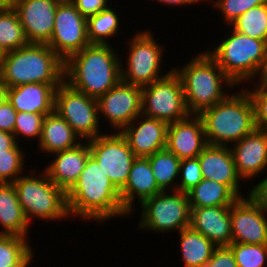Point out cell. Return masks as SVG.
Listing matches in <instances>:
<instances>
[{"mask_svg": "<svg viewBox=\"0 0 267 267\" xmlns=\"http://www.w3.org/2000/svg\"><path fill=\"white\" fill-rule=\"evenodd\" d=\"M147 158L158 187L162 191H167L166 188L179 176L181 160L166 148Z\"/></svg>", "mask_w": 267, "mask_h": 267, "instance_id": "cell-32", "label": "cell"}, {"mask_svg": "<svg viewBox=\"0 0 267 267\" xmlns=\"http://www.w3.org/2000/svg\"><path fill=\"white\" fill-rule=\"evenodd\" d=\"M199 116L210 145L227 146L229 142H238L256 128L254 105L244 89L203 110Z\"/></svg>", "mask_w": 267, "mask_h": 267, "instance_id": "cell-4", "label": "cell"}, {"mask_svg": "<svg viewBox=\"0 0 267 267\" xmlns=\"http://www.w3.org/2000/svg\"><path fill=\"white\" fill-rule=\"evenodd\" d=\"M20 176L14 182L18 201L30 223V217L61 220L69 216L66 192L46 174ZM34 176V177H32Z\"/></svg>", "mask_w": 267, "mask_h": 267, "instance_id": "cell-7", "label": "cell"}, {"mask_svg": "<svg viewBox=\"0 0 267 267\" xmlns=\"http://www.w3.org/2000/svg\"><path fill=\"white\" fill-rule=\"evenodd\" d=\"M197 158L204 179L225 184L239 198L243 197L239 190L242 178L236 171L230 147L208 144Z\"/></svg>", "mask_w": 267, "mask_h": 267, "instance_id": "cell-20", "label": "cell"}, {"mask_svg": "<svg viewBox=\"0 0 267 267\" xmlns=\"http://www.w3.org/2000/svg\"><path fill=\"white\" fill-rule=\"evenodd\" d=\"M259 74L261 76L259 83L257 85V87L259 88H266L267 89V52H266V56L264 58V61L262 62L259 71Z\"/></svg>", "mask_w": 267, "mask_h": 267, "instance_id": "cell-45", "label": "cell"}, {"mask_svg": "<svg viewBox=\"0 0 267 267\" xmlns=\"http://www.w3.org/2000/svg\"><path fill=\"white\" fill-rule=\"evenodd\" d=\"M61 0H14L28 43L48 44L53 33L57 5Z\"/></svg>", "mask_w": 267, "mask_h": 267, "instance_id": "cell-15", "label": "cell"}, {"mask_svg": "<svg viewBox=\"0 0 267 267\" xmlns=\"http://www.w3.org/2000/svg\"><path fill=\"white\" fill-rule=\"evenodd\" d=\"M162 192L153 175L148 158L136 157L128 180L125 186L120 190L121 202L124 210L131 214L134 198L138 196L140 204L146 199ZM136 194V195H135Z\"/></svg>", "mask_w": 267, "mask_h": 267, "instance_id": "cell-24", "label": "cell"}, {"mask_svg": "<svg viewBox=\"0 0 267 267\" xmlns=\"http://www.w3.org/2000/svg\"><path fill=\"white\" fill-rule=\"evenodd\" d=\"M4 52L1 50V48H0V61L2 60V58L4 57Z\"/></svg>", "mask_w": 267, "mask_h": 267, "instance_id": "cell-49", "label": "cell"}, {"mask_svg": "<svg viewBox=\"0 0 267 267\" xmlns=\"http://www.w3.org/2000/svg\"><path fill=\"white\" fill-rule=\"evenodd\" d=\"M267 211L249 197L238 198L230 206L232 242L267 244Z\"/></svg>", "mask_w": 267, "mask_h": 267, "instance_id": "cell-16", "label": "cell"}, {"mask_svg": "<svg viewBox=\"0 0 267 267\" xmlns=\"http://www.w3.org/2000/svg\"><path fill=\"white\" fill-rule=\"evenodd\" d=\"M204 267H238L229 246L216 247Z\"/></svg>", "mask_w": 267, "mask_h": 267, "instance_id": "cell-40", "label": "cell"}, {"mask_svg": "<svg viewBox=\"0 0 267 267\" xmlns=\"http://www.w3.org/2000/svg\"><path fill=\"white\" fill-rule=\"evenodd\" d=\"M54 111L72 127L80 139L86 141L102 135L99 133L97 99L72 88L65 81L56 89Z\"/></svg>", "mask_w": 267, "mask_h": 267, "instance_id": "cell-10", "label": "cell"}, {"mask_svg": "<svg viewBox=\"0 0 267 267\" xmlns=\"http://www.w3.org/2000/svg\"><path fill=\"white\" fill-rule=\"evenodd\" d=\"M230 25L238 33L267 43V3L249 9Z\"/></svg>", "mask_w": 267, "mask_h": 267, "instance_id": "cell-33", "label": "cell"}, {"mask_svg": "<svg viewBox=\"0 0 267 267\" xmlns=\"http://www.w3.org/2000/svg\"><path fill=\"white\" fill-rule=\"evenodd\" d=\"M45 116L43 114L17 112L13 132L15 139L21 134L30 139L38 137L39 142Z\"/></svg>", "mask_w": 267, "mask_h": 267, "instance_id": "cell-36", "label": "cell"}, {"mask_svg": "<svg viewBox=\"0 0 267 267\" xmlns=\"http://www.w3.org/2000/svg\"><path fill=\"white\" fill-rule=\"evenodd\" d=\"M157 1L163 4L181 6L186 4H193L196 2H200L202 0H157Z\"/></svg>", "mask_w": 267, "mask_h": 267, "instance_id": "cell-46", "label": "cell"}, {"mask_svg": "<svg viewBox=\"0 0 267 267\" xmlns=\"http://www.w3.org/2000/svg\"><path fill=\"white\" fill-rule=\"evenodd\" d=\"M69 216L104 222L128 213L121 202L120 191L110 181L98 162L90 155L77 181L66 192Z\"/></svg>", "mask_w": 267, "mask_h": 267, "instance_id": "cell-1", "label": "cell"}, {"mask_svg": "<svg viewBox=\"0 0 267 267\" xmlns=\"http://www.w3.org/2000/svg\"><path fill=\"white\" fill-rule=\"evenodd\" d=\"M65 62L47 45L28 43L4 54L0 80L13 88L28 83L61 84Z\"/></svg>", "mask_w": 267, "mask_h": 267, "instance_id": "cell-3", "label": "cell"}, {"mask_svg": "<svg viewBox=\"0 0 267 267\" xmlns=\"http://www.w3.org/2000/svg\"><path fill=\"white\" fill-rule=\"evenodd\" d=\"M265 3L267 0H216L213 2L214 6L221 11L225 23L229 25L249 9Z\"/></svg>", "mask_w": 267, "mask_h": 267, "instance_id": "cell-37", "label": "cell"}, {"mask_svg": "<svg viewBox=\"0 0 267 267\" xmlns=\"http://www.w3.org/2000/svg\"><path fill=\"white\" fill-rule=\"evenodd\" d=\"M189 226L217 247L232 243L230 206L191 208Z\"/></svg>", "mask_w": 267, "mask_h": 267, "instance_id": "cell-21", "label": "cell"}, {"mask_svg": "<svg viewBox=\"0 0 267 267\" xmlns=\"http://www.w3.org/2000/svg\"><path fill=\"white\" fill-rule=\"evenodd\" d=\"M187 194L191 208L231 206L239 198L227 185L204 178Z\"/></svg>", "mask_w": 267, "mask_h": 267, "instance_id": "cell-27", "label": "cell"}, {"mask_svg": "<svg viewBox=\"0 0 267 267\" xmlns=\"http://www.w3.org/2000/svg\"><path fill=\"white\" fill-rule=\"evenodd\" d=\"M152 36L149 30L136 33L132 38L128 52L127 69L121 68V81L144 87L171 72L159 76L163 47L159 46L160 44Z\"/></svg>", "mask_w": 267, "mask_h": 267, "instance_id": "cell-11", "label": "cell"}, {"mask_svg": "<svg viewBox=\"0 0 267 267\" xmlns=\"http://www.w3.org/2000/svg\"><path fill=\"white\" fill-rule=\"evenodd\" d=\"M141 120L138 126L135 121ZM134 119L120 133L126 138L130 149L136 157L147 158L166 148L168 124L142 114Z\"/></svg>", "mask_w": 267, "mask_h": 267, "instance_id": "cell-18", "label": "cell"}, {"mask_svg": "<svg viewBox=\"0 0 267 267\" xmlns=\"http://www.w3.org/2000/svg\"><path fill=\"white\" fill-rule=\"evenodd\" d=\"M182 174V179L179 185L174 184V190L187 193L196 186L202 179V172L198 158L182 159L179 169V175Z\"/></svg>", "mask_w": 267, "mask_h": 267, "instance_id": "cell-38", "label": "cell"}, {"mask_svg": "<svg viewBox=\"0 0 267 267\" xmlns=\"http://www.w3.org/2000/svg\"><path fill=\"white\" fill-rule=\"evenodd\" d=\"M14 134L0 130V151L7 149H20Z\"/></svg>", "mask_w": 267, "mask_h": 267, "instance_id": "cell-44", "label": "cell"}, {"mask_svg": "<svg viewBox=\"0 0 267 267\" xmlns=\"http://www.w3.org/2000/svg\"><path fill=\"white\" fill-rule=\"evenodd\" d=\"M14 0H0V7H9L13 5Z\"/></svg>", "mask_w": 267, "mask_h": 267, "instance_id": "cell-48", "label": "cell"}, {"mask_svg": "<svg viewBox=\"0 0 267 267\" xmlns=\"http://www.w3.org/2000/svg\"><path fill=\"white\" fill-rule=\"evenodd\" d=\"M167 191L146 199L140 206L142 208V219L139 227L147 228L149 231H171L179 232L189 227L191 207L188 194L175 190L172 194Z\"/></svg>", "mask_w": 267, "mask_h": 267, "instance_id": "cell-9", "label": "cell"}, {"mask_svg": "<svg viewBox=\"0 0 267 267\" xmlns=\"http://www.w3.org/2000/svg\"><path fill=\"white\" fill-rule=\"evenodd\" d=\"M233 145L230 150L236 171L242 179L256 177L267 168V132L255 128Z\"/></svg>", "mask_w": 267, "mask_h": 267, "instance_id": "cell-19", "label": "cell"}, {"mask_svg": "<svg viewBox=\"0 0 267 267\" xmlns=\"http://www.w3.org/2000/svg\"><path fill=\"white\" fill-rule=\"evenodd\" d=\"M109 44H90L65 61L64 81L98 99L121 81V60Z\"/></svg>", "mask_w": 267, "mask_h": 267, "instance_id": "cell-2", "label": "cell"}, {"mask_svg": "<svg viewBox=\"0 0 267 267\" xmlns=\"http://www.w3.org/2000/svg\"><path fill=\"white\" fill-rule=\"evenodd\" d=\"M173 69L182 81L185 103L190 114L199 115L203 110L224 100L228 94L223 92V83L229 88L235 86L207 51L196 55L182 69Z\"/></svg>", "mask_w": 267, "mask_h": 267, "instance_id": "cell-5", "label": "cell"}, {"mask_svg": "<svg viewBox=\"0 0 267 267\" xmlns=\"http://www.w3.org/2000/svg\"><path fill=\"white\" fill-rule=\"evenodd\" d=\"M208 145L202 118L190 114L183 120L168 124L166 149L180 160L197 158Z\"/></svg>", "mask_w": 267, "mask_h": 267, "instance_id": "cell-17", "label": "cell"}, {"mask_svg": "<svg viewBox=\"0 0 267 267\" xmlns=\"http://www.w3.org/2000/svg\"><path fill=\"white\" fill-rule=\"evenodd\" d=\"M90 155L120 191L126 184L136 156L120 133L103 134L88 140Z\"/></svg>", "mask_w": 267, "mask_h": 267, "instance_id": "cell-12", "label": "cell"}, {"mask_svg": "<svg viewBox=\"0 0 267 267\" xmlns=\"http://www.w3.org/2000/svg\"><path fill=\"white\" fill-rule=\"evenodd\" d=\"M253 105L256 128L267 132V89L255 87L254 90H248Z\"/></svg>", "mask_w": 267, "mask_h": 267, "instance_id": "cell-39", "label": "cell"}, {"mask_svg": "<svg viewBox=\"0 0 267 267\" xmlns=\"http://www.w3.org/2000/svg\"><path fill=\"white\" fill-rule=\"evenodd\" d=\"M118 15L110 7L87 18V36L90 44L108 45V38L116 36ZM107 39V40H106Z\"/></svg>", "mask_w": 267, "mask_h": 267, "instance_id": "cell-31", "label": "cell"}, {"mask_svg": "<svg viewBox=\"0 0 267 267\" xmlns=\"http://www.w3.org/2000/svg\"><path fill=\"white\" fill-rule=\"evenodd\" d=\"M238 267H263L267 257V244H243L232 242L229 245Z\"/></svg>", "mask_w": 267, "mask_h": 267, "instance_id": "cell-34", "label": "cell"}, {"mask_svg": "<svg viewBox=\"0 0 267 267\" xmlns=\"http://www.w3.org/2000/svg\"><path fill=\"white\" fill-rule=\"evenodd\" d=\"M24 152L21 149L0 151V183H13L24 169Z\"/></svg>", "mask_w": 267, "mask_h": 267, "instance_id": "cell-35", "label": "cell"}, {"mask_svg": "<svg viewBox=\"0 0 267 267\" xmlns=\"http://www.w3.org/2000/svg\"><path fill=\"white\" fill-rule=\"evenodd\" d=\"M16 115L17 111L8 100L0 105V130L13 134Z\"/></svg>", "mask_w": 267, "mask_h": 267, "instance_id": "cell-42", "label": "cell"}, {"mask_svg": "<svg viewBox=\"0 0 267 267\" xmlns=\"http://www.w3.org/2000/svg\"><path fill=\"white\" fill-rule=\"evenodd\" d=\"M47 45L64 62L90 45L87 18L80 14L70 0H61L57 5L53 33Z\"/></svg>", "mask_w": 267, "mask_h": 267, "instance_id": "cell-13", "label": "cell"}, {"mask_svg": "<svg viewBox=\"0 0 267 267\" xmlns=\"http://www.w3.org/2000/svg\"><path fill=\"white\" fill-rule=\"evenodd\" d=\"M27 238L0 234V267L28 266L33 259Z\"/></svg>", "mask_w": 267, "mask_h": 267, "instance_id": "cell-30", "label": "cell"}, {"mask_svg": "<svg viewBox=\"0 0 267 267\" xmlns=\"http://www.w3.org/2000/svg\"><path fill=\"white\" fill-rule=\"evenodd\" d=\"M60 84L28 83L8 88L7 100L17 112L48 115L54 111Z\"/></svg>", "mask_w": 267, "mask_h": 267, "instance_id": "cell-22", "label": "cell"}, {"mask_svg": "<svg viewBox=\"0 0 267 267\" xmlns=\"http://www.w3.org/2000/svg\"><path fill=\"white\" fill-rule=\"evenodd\" d=\"M142 87L120 81L97 99L98 111L121 132L141 114Z\"/></svg>", "mask_w": 267, "mask_h": 267, "instance_id": "cell-14", "label": "cell"}, {"mask_svg": "<svg viewBox=\"0 0 267 267\" xmlns=\"http://www.w3.org/2000/svg\"><path fill=\"white\" fill-rule=\"evenodd\" d=\"M248 197L256 205L267 211V177L251 189Z\"/></svg>", "mask_w": 267, "mask_h": 267, "instance_id": "cell-43", "label": "cell"}, {"mask_svg": "<svg viewBox=\"0 0 267 267\" xmlns=\"http://www.w3.org/2000/svg\"><path fill=\"white\" fill-rule=\"evenodd\" d=\"M179 235L184 266L204 267L217 246L190 226L182 229Z\"/></svg>", "mask_w": 267, "mask_h": 267, "instance_id": "cell-28", "label": "cell"}, {"mask_svg": "<svg viewBox=\"0 0 267 267\" xmlns=\"http://www.w3.org/2000/svg\"><path fill=\"white\" fill-rule=\"evenodd\" d=\"M141 114L167 124L190 115L182 81L174 69L165 77L142 87Z\"/></svg>", "mask_w": 267, "mask_h": 267, "instance_id": "cell-8", "label": "cell"}, {"mask_svg": "<svg viewBox=\"0 0 267 267\" xmlns=\"http://www.w3.org/2000/svg\"><path fill=\"white\" fill-rule=\"evenodd\" d=\"M77 8L80 14L85 17H91L108 7L107 0H70Z\"/></svg>", "mask_w": 267, "mask_h": 267, "instance_id": "cell-41", "label": "cell"}, {"mask_svg": "<svg viewBox=\"0 0 267 267\" xmlns=\"http://www.w3.org/2000/svg\"><path fill=\"white\" fill-rule=\"evenodd\" d=\"M8 87L0 80V105L7 100Z\"/></svg>", "mask_w": 267, "mask_h": 267, "instance_id": "cell-47", "label": "cell"}, {"mask_svg": "<svg viewBox=\"0 0 267 267\" xmlns=\"http://www.w3.org/2000/svg\"><path fill=\"white\" fill-rule=\"evenodd\" d=\"M55 154L56 158L44 171L58 187L67 192L77 181L90 156L89 143H80L75 148Z\"/></svg>", "mask_w": 267, "mask_h": 267, "instance_id": "cell-23", "label": "cell"}, {"mask_svg": "<svg viewBox=\"0 0 267 267\" xmlns=\"http://www.w3.org/2000/svg\"><path fill=\"white\" fill-rule=\"evenodd\" d=\"M28 44L19 16L12 6L0 7V48L4 53Z\"/></svg>", "mask_w": 267, "mask_h": 267, "instance_id": "cell-29", "label": "cell"}, {"mask_svg": "<svg viewBox=\"0 0 267 267\" xmlns=\"http://www.w3.org/2000/svg\"><path fill=\"white\" fill-rule=\"evenodd\" d=\"M0 234L28 238L29 222L18 201L13 183H0Z\"/></svg>", "mask_w": 267, "mask_h": 267, "instance_id": "cell-26", "label": "cell"}, {"mask_svg": "<svg viewBox=\"0 0 267 267\" xmlns=\"http://www.w3.org/2000/svg\"><path fill=\"white\" fill-rule=\"evenodd\" d=\"M7 267H28V266H7Z\"/></svg>", "mask_w": 267, "mask_h": 267, "instance_id": "cell-50", "label": "cell"}, {"mask_svg": "<svg viewBox=\"0 0 267 267\" xmlns=\"http://www.w3.org/2000/svg\"><path fill=\"white\" fill-rule=\"evenodd\" d=\"M78 140L80 137L57 112L53 111L45 116L38 142L43 152L55 155L77 147L80 144Z\"/></svg>", "mask_w": 267, "mask_h": 267, "instance_id": "cell-25", "label": "cell"}, {"mask_svg": "<svg viewBox=\"0 0 267 267\" xmlns=\"http://www.w3.org/2000/svg\"><path fill=\"white\" fill-rule=\"evenodd\" d=\"M267 43L232 29V34L207 53L217 62L235 85L253 80L264 61Z\"/></svg>", "mask_w": 267, "mask_h": 267, "instance_id": "cell-6", "label": "cell"}]
</instances>
